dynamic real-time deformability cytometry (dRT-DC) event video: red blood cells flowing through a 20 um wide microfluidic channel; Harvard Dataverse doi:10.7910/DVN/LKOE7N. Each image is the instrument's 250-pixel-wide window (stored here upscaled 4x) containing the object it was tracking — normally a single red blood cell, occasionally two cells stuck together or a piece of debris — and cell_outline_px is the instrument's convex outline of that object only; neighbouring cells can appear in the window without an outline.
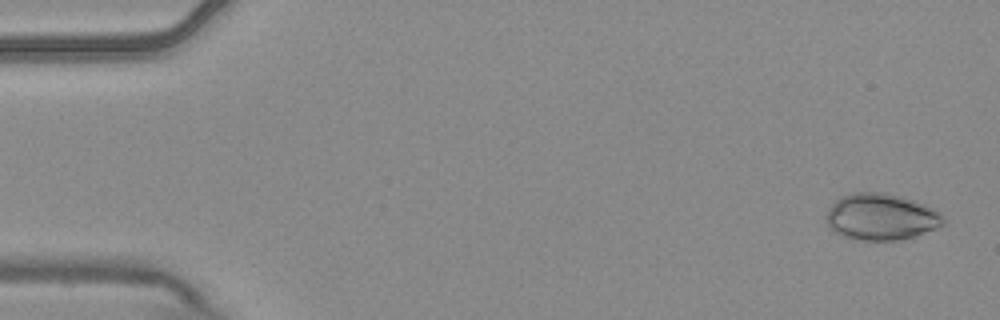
{"species": "common noctule bat (a hibernating species)", "species_latin": "Nyctalus noctula", "temperature_condition": "warm", "stored_images_in_passage": 5, "camera_frame_rate_fps": 3000, "um_per_image_px": 0.085, "animal": {"sex": "male", "body_mass_g": 20.4}, "frame": {"image": 1, "passage_image": 1, "time_ms": 0.0, "image_size_px": [1000, 320], "cell_outline_px": [[944, 224], [936, 228], [900, 240], [860, 240], [844, 236], [836, 232], [828, 224], [828, 208], [840, 196], [852, 192], [884, 192], [900, 196], [924, 204], [940, 212], [944, 220]], "centroid_in_image_um": [74.89, 18.41], "position_along_channel_um": 10.1, "area_um2": 31.39}}
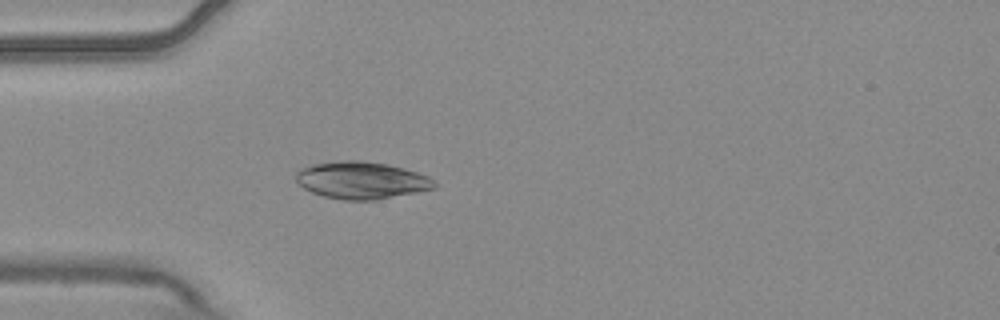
{"frame": {"image": 2, "passage_image": 5, "time_ms": 1.333, "image_size_px": [1000, 320], "cell_outline_px": [[436, 188], [376, 200], [344, 200], [324, 196], [312, 192], [304, 188], [296, 180], [296, 172], [300, 168], [312, 164], [336, 160], [360, 160], [388, 164], [404, 168], [428, 176], [436, 184]], "centroid_in_image_um": [30.71, 15.31], "position_along_channel_um": 54.3, "area_um2": 30.06}}